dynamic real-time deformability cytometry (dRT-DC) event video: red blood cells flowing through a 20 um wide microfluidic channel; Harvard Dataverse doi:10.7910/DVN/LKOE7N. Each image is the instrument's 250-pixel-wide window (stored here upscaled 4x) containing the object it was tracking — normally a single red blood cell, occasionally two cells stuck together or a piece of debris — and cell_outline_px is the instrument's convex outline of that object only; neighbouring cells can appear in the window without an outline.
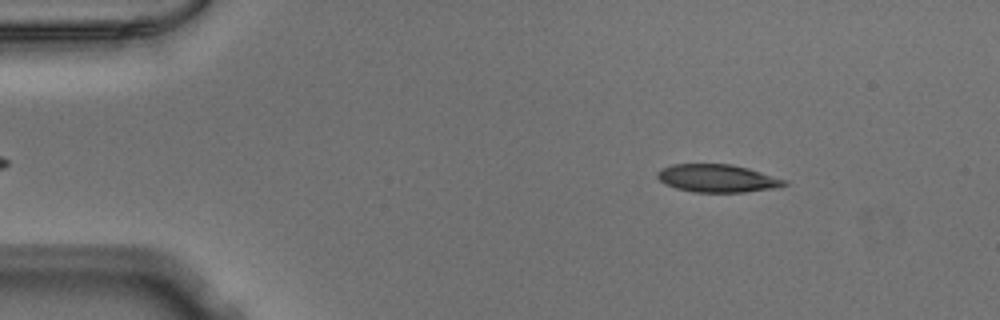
{"species": "Egyptian fruit bat (a non-hibernating species)", "species_latin": "Rousettus aegyptiacus", "temperature_condition": "warm", "stored_images_in_passage": 51, "camera_frame_rate_fps": 3000, "um_per_image_px": 0.085, "animal": {"sex": "male"}, "frame": {"image": 1, "passage_image": 7, "time_ms": 2.0, "image_size_px": [1000, 320], "cell_outline_px": [[788, 184], [780, 188], [744, 192], [692, 192], [676, 188], [660, 180], [656, 176], [656, 172], [660, 168], [672, 164], [732, 164], [748, 168], [788, 180]], "centroid_in_image_um": [61.01, 15.16], "position_along_channel_um": 24.0, "area_um2": 20.81}}
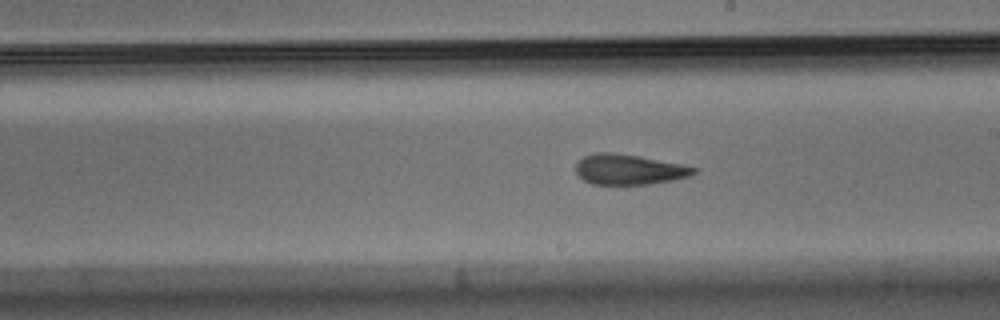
{"frame": {"image": 2, "passage_image": 29, "time_ms": 9.333, "image_size_px": [1000, 320], "cell_outline_px": [[696, 172], [692, 176], [652, 184], [592, 184], [584, 180], [576, 172], [576, 160], [584, 156], [596, 152], [612, 152], [640, 156], [680, 164], [696, 168]], "centroid_in_image_um": [53.44, 14.4], "position_along_channel_um": 235.6, "area_um2": 20.87}}
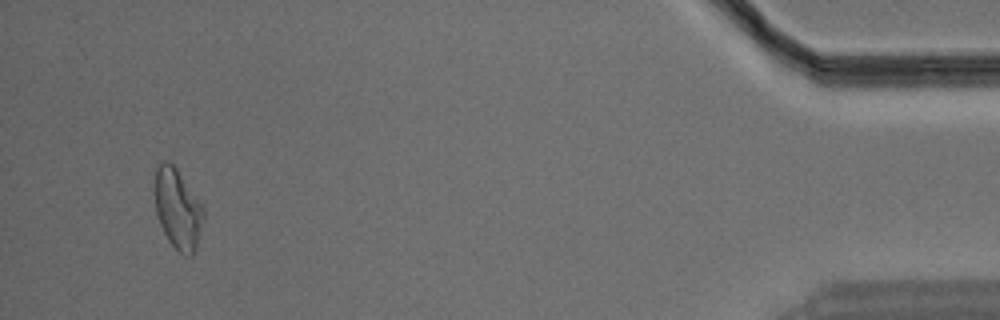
{"frame": {"image": 3, "passage_image": 49, "time_ms": 16.0, "image_size_px": [1000, 320], "cell_outline_px": [[204, 220], [196, 248], [192, 256], [184, 256], [168, 240], [160, 224], [156, 212], [152, 192], [152, 188], [156, 168], [164, 160], [168, 160], [176, 168], [204, 204]], "centroid_in_image_um": [15.1, 17.72], "position_along_channel_um": 420.1, "area_um2": 23.47}}